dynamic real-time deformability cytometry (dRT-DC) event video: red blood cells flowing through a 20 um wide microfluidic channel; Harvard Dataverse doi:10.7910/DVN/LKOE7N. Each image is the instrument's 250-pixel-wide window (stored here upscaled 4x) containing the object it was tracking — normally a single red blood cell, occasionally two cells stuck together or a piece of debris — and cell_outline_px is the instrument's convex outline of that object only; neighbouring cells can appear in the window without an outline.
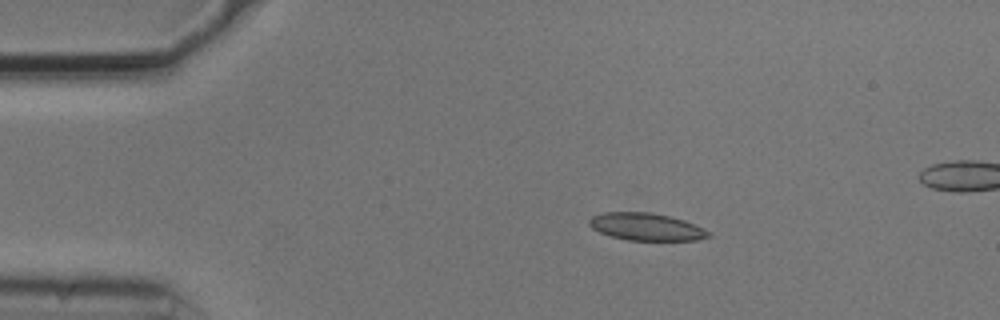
{"species": "common noctule bat (a hibernating species)", "species_latin": "Nyctalus noctula", "temperature_condition": "cold", "stored_images_in_passage": 43, "camera_frame_rate_fps": 3000, "um_per_image_px": 0.085, "animal": {"sex": "male", "body_mass_g": 20.5, "forearm_length_mm": 52.5}, "frame": {"image": 1, "passage_image": 1, "time_ms": 0.0, "image_size_px": [1000, 320], "cell_outline_px": [[712, 236], [696, 240], [628, 240], [612, 236], [600, 232], [592, 228], [588, 224], [588, 220], [592, 216], [600, 212], [652, 212], [684, 220], [704, 228]], "centroid_in_image_um": [54.91, 19.26], "position_along_channel_um": 30.1, "area_um2": 19.02}}
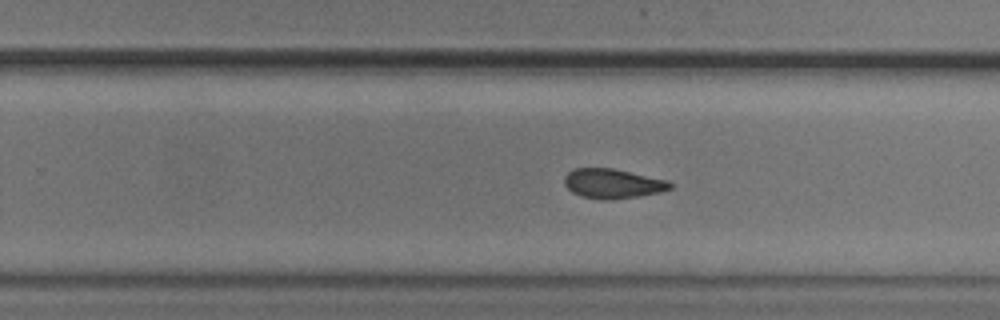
{"frame": {"image": 2, "passage_image": 25, "time_ms": 8.0, "image_size_px": [1000, 320], "cell_outline_px": [[672, 188], [660, 192], [640, 196], [608, 200], [600, 200], [580, 196], [572, 192], [564, 184], [564, 176], [572, 168], [612, 168], [668, 180], [672, 184]], "centroid_in_image_um": [52.06, 15.61], "position_along_channel_um": 277.7, "area_um2": 18.38}}
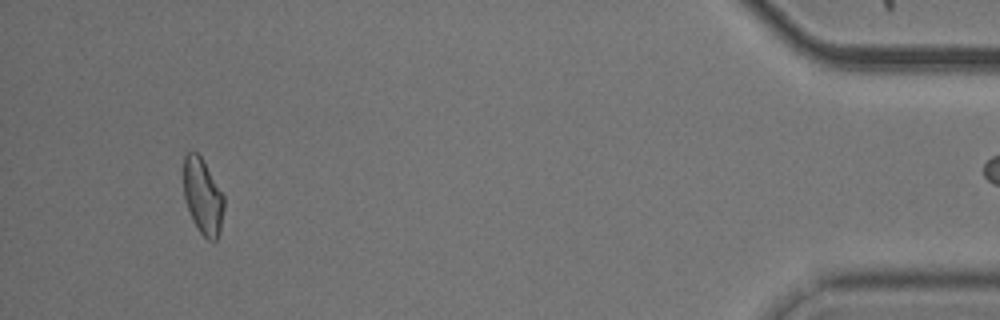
{"frame": {"image": 3, "passage_image": 42, "time_ms": 13.667, "image_size_px": [1000, 320], "cell_outline_px": [[224, 208], [220, 228], [216, 240], [212, 244], [200, 232], [192, 220], [184, 200], [184, 156], [188, 152], [196, 152], [200, 156], [224, 196]], "centroid_in_image_um": [17.23, 16.74], "position_along_channel_um": 418.0, "area_um2": 17.69}}